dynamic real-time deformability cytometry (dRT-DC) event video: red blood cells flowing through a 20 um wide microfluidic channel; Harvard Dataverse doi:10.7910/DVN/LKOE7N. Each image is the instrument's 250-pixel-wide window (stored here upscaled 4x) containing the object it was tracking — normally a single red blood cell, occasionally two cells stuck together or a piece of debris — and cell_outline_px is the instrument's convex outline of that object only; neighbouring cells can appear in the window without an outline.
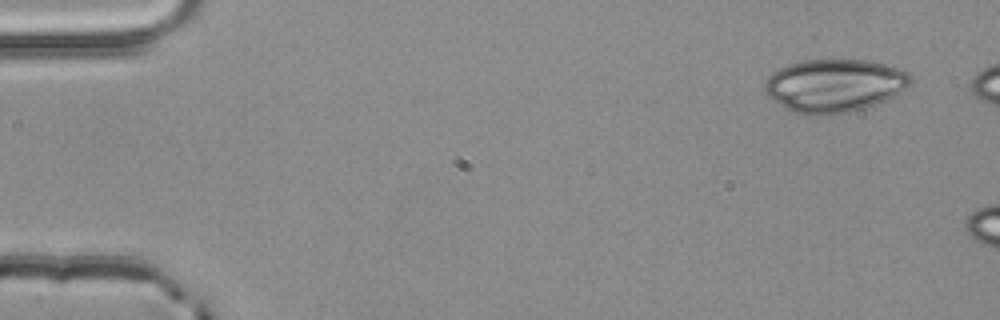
{"species": "common noctule bat (a hibernating species)", "species_latin": "Nyctalus noctula", "temperature_condition": "room temperature", "stored_images_in_passage": 4, "camera_frame_rate_fps": 3000, "um_per_image_px": 0.085, "animal": {"sex": "male", "body_mass_g": 20.4}, "frame": {"image": 1, "passage_image": 1, "time_ms": 0.0, "image_size_px": [1000, 320], "cell_outline_px": [[912, 84], [892, 96], [876, 104], [864, 108], [848, 112], [820, 116], [812, 116], [792, 112], [784, 108], [768, 96], [764, 92], [764, 80], [772, 72], [788, 64], [804, 60], [872, 60], [908, 72], [912, 76]], "centroid_in_image_um": [70.89, 7.28], "position_along_channel_um": 14.1, "area_um2": 45.37}}